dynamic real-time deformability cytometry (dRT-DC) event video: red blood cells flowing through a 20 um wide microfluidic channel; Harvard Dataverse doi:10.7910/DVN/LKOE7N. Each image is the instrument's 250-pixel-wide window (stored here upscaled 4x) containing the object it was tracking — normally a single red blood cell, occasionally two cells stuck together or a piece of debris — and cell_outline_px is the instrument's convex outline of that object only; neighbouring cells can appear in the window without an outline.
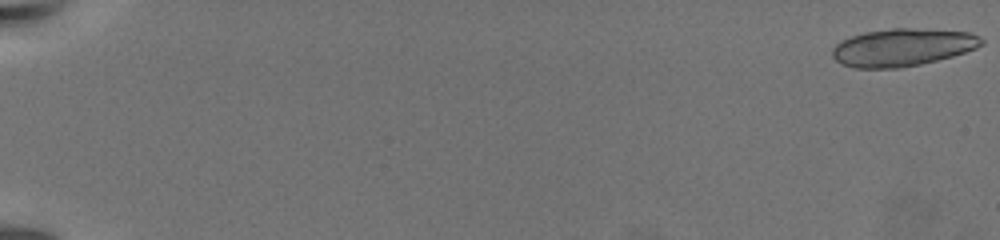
{"species": "common noctule bat (a hibernating species)", "species_latin": "Nyctalus noctula", "temperature_condition": "warm", "stored_images_in_passage": 30, "camera_frame_rate_fps": 3000, "um_per_image_px": 0.085, "animal": {"sex": "female", "body_mass_g": 19.5, "forearm_length_mm": 54.1}, "frame": {"image": 1, "passage_image": 1, "time_ms": 0.0, "image_size_px": [1000, 240], "cell_outline_px": [[984, 44], [976, 48], [952, 56], [920, 64], [900, 68], [856, 68], [844, 64], [836, 60], [832, 56], [832, 48], [840, 40], [864, 32], [892, 28], [908, 28], [968, 32], [980, 36], [984, 40]], "centroid_in_image_um": [76.7, 4.02], "position_along_channel_um": 8.3, "area_um2": 32.54}}
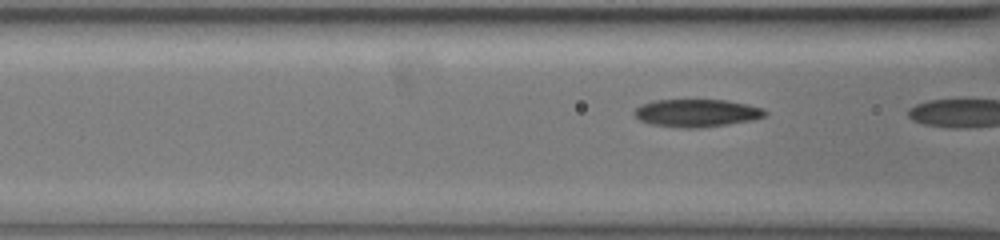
{"frame": {"image": 2, "passage_image": 29, "time_ms": 9.333, "image_size_px": [1000, 240], "cell_outline_px": [[768, 112], [764, 116], [752, 120], [696, 128], [688, 128], [652, 124], [640, 120], [632, 112], [640, 104], [656, 100], [724, 100], [748, 104], [760, 108]], "centroid_in_image_um": [59.19, 9.59], "position_along_channel_um": 107.4, "area_um2": 20.75}}